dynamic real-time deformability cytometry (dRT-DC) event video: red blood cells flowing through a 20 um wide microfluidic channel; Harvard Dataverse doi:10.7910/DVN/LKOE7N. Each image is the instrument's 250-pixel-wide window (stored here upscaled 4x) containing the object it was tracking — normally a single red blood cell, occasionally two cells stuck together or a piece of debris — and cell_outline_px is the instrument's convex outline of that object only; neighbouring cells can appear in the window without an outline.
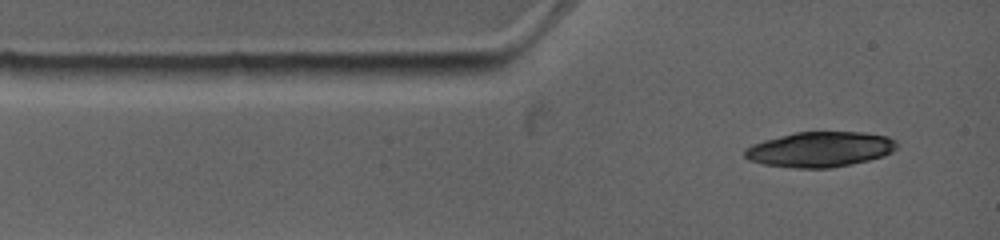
{"species": "common noctule bat (a hibernating species)", "species_latin": "Nyctalus noctula", "temperature_condition": "warm", "stored_images_in_passage": 1, "camera_frame_rate_fps": 4500, "um_per_image_px": 0.085, "animal": {"sex": "female", "body_mass_g": 19.0, "forearm_length_mm": 53.3}, "frame": {"image": 1, "passage_image": 1, "time_ms": 0.0, "image_size_px": [1000, 240], "cell_outline_px": [[896, 148], [892, 152], [884, 156], [868, 160], [832, 168], [796, 168], [764, 164], [752, 160], [744, 156], [744, 152], [752, 144], [764, 140], [796, 132], [864, 132], [888, 136], [896, 140]], "centroid_in_image_um": [69.74, 12.69], "position_along_channel_um": 15.3, "area_um2": 31.04}}